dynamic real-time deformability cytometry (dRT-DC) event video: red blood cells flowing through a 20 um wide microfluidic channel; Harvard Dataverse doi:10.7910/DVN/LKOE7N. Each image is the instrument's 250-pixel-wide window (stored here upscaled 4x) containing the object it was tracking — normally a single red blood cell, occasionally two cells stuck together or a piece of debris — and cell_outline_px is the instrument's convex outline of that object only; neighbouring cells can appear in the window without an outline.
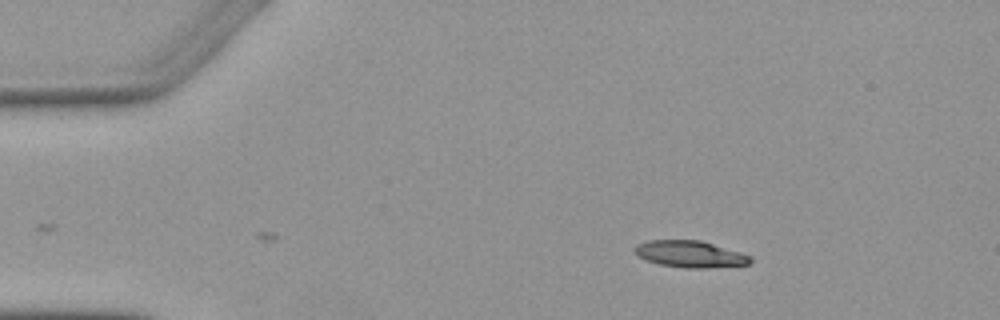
{"species": "Egyptian fruit bat (a non-hibernating species)", "species_latin": "Rousettus aegyptiacus", "temperature_condition": "warm", "stored_images_in_passage": 4, "camera_frame_rate_fps": 3000, "um_per_image_px": 0.085, "animal": {"sex": "female"}, "frame": {"image": 1, "passage_image": 1, "time_ms": 0.0, "image_size_px": [1000, 320], "cell_outline_px": [[752, 260], [748, 264], [708, 268], [688, 268], [660, 264], [636, 256], [632, 248], [636, 244], [648, 240], [700, 240], [740, 252], [752, 256]], "centroid_in_image_um": [58.62, 21.59], "position_along_channel_um": 26.4, "area_um2": 17.98}}
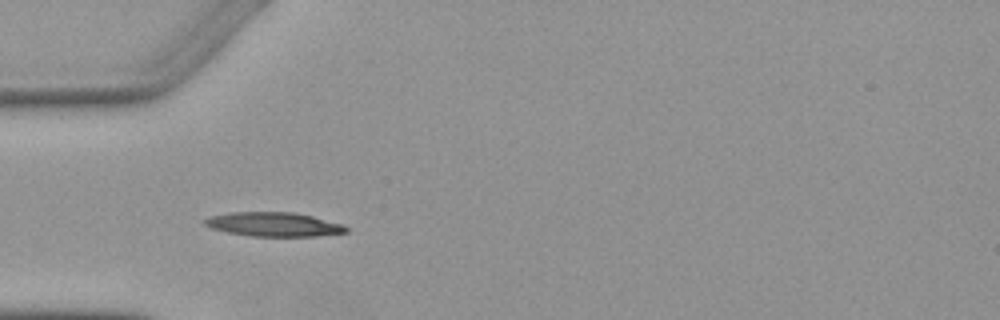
{"frame": {"image": 2, "passage_image": 3, "time_ms": 2.667, "image_size_px": [1000, 320], "cell_outline_px": [[348, 232], [316, 236], [252, 236], [228, 232], [212, 228], [204, 224], [204, 220], [208, 216], [228, 212], [292, 212], [312, 216], [344, 224], [348, 228]], "centroid_in_image_um": [23.27, 19.06], "position_along_channel_um": 61.7, "area_um2": 19.88}}
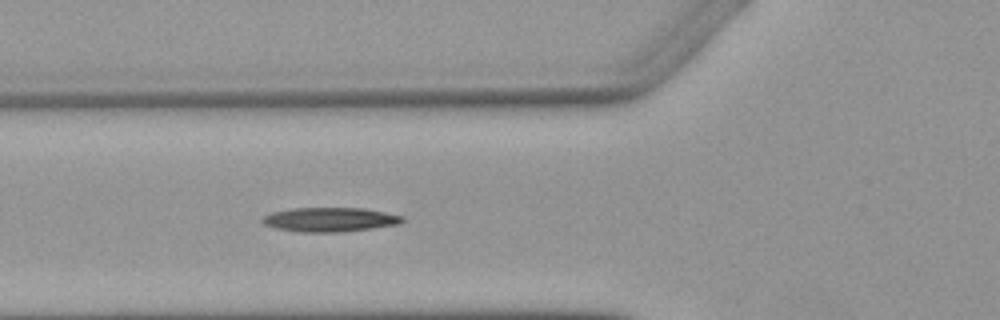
{"frame": {"image": 3, "passage_image": 4, "time_ms": 3.667, "image_size_px": [1000, 320], "cell_outline_px": [[404, 220], [400, 224], [372, 228], [340, 232], [300, 232], [276, 228], [264, 224], [260, 220], [264, 216], [272, 212], [292, 208], [360, 208], [384, 212], [404, 216]], "centroid_in_image_um": [28.03, 18.66], "position_along_channel_um": 97.8, "area_um2": 19.71}}